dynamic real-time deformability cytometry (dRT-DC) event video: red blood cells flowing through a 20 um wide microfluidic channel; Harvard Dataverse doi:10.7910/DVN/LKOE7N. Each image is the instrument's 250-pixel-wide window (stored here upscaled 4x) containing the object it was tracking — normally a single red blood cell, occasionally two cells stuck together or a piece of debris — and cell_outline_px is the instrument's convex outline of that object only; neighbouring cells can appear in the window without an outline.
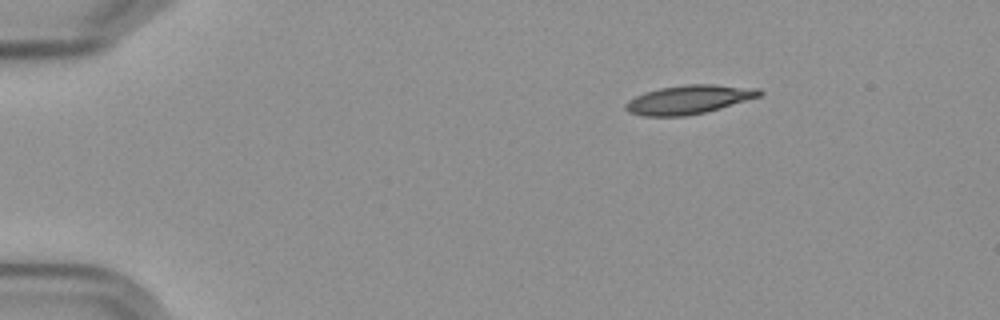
{"species": "Egyptian fruit bat (a non-hibernating species)", "species_latin": "Rousettus aegyptiacus", "temperature_condition": "cold", "stored_images_in_passage": 49, "camera_frame_rate_fps": 3000, "um_per_image_px": 0.085, "frame": {"image": 1, "passage_image": 1, "time_ms": 0.0, "image_size_px": [1000, 320], "cell_outline_px": [[764, 92], [760, 96], [720, 108], [704, 112], [684, 116], [644, 116], [628, 112], [624, 108], [624, 104], [628, 100], [644, 92], [660, 88], [688, 84], [712, 84], [760, 88]], "centroid_in_image_um": [58.54, 8.45], "position_along_channel_um": 26.5, "area_um2": 22.43}}
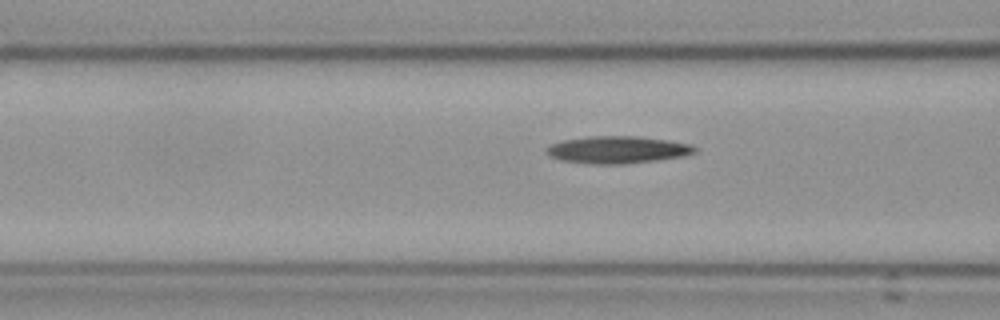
{"frame": {"image": 2, "passage_image": 15, "time_ms": 4.667, "image_size_px": [1000, 320], "cell_outline_px": [[696, 152], [684, 156], [656, 160], [624, 164], [592, 164], [560, 160], [544, 152], [544, 148], [552, 144], [564, 140], [588, 136], [636, 136], [668, 140], [692, 144], [696, 148]], "centroid_in_image_um": [52.48, 12.73], "position_along_channel_um": 114.1, "area_um2": 23.58}}
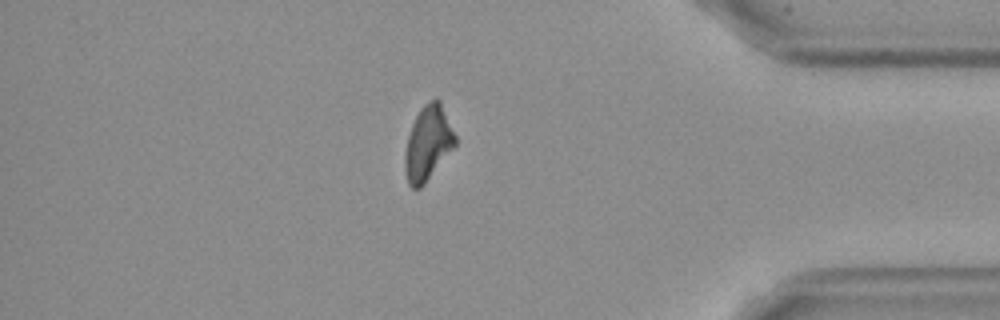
{"frame": {"image": 3, "passage_image": 41, "time_ms": 13.333, "image_size_px": [1000, 320], "cell_outline_px": [[456, 144], [424, 184], [420, 188], [412, 188], [408, 184], [404, 168], [404, 156], [408, 136], [412, 124], [420, 108], [424, 104], [436, 96], [440, 100], [456, 136]], "centroid_in_image_um": [36.36, 12.15], "position_along_channel_um": 398.8, "area_um2": 21.73}}